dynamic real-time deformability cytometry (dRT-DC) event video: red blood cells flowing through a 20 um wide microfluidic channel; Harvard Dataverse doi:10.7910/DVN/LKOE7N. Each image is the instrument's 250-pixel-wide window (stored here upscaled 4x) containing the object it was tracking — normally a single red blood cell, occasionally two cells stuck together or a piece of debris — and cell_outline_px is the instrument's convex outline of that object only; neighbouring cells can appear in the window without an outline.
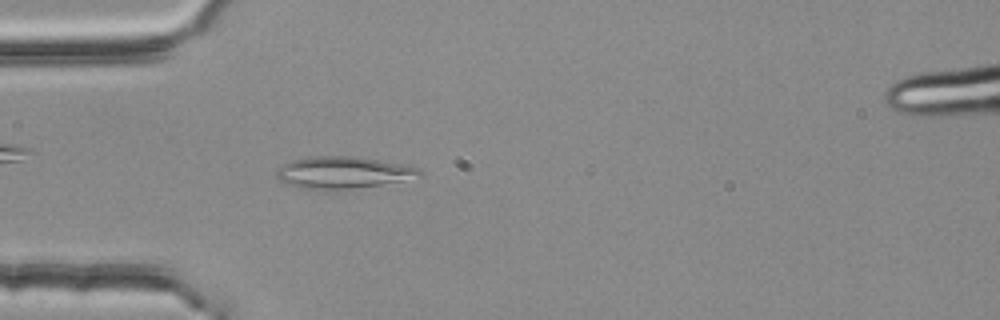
{"species": "common noctule bat (a hibernating species)", "species_latin": "Nyctalus noctula", "temperature_condition": "room temperature", "stored_images_in_passage": 53, "camera_frame_rate_fps": 3000, "um_per_image_px": 0.085, "animal": {"sex": "female", "body_mass_g": 25.1}, "frame": {"image": 1, "passage_image": 15, "time_ms": 4.667, "image_size_px": [1000, 320], "cell_outline_px": [[424, 176], [336, 192], [324, 192], [300, 188], [288, 184], [280, 180], [276, 176], [276, 168], [292, 160], [312, 156], [360, 156], [400, 164], [416, 168]], "centroid_in_image_um": [29.08, 14.69], "position_along_channel_um": 55.9, "area_um2": 27.11}}
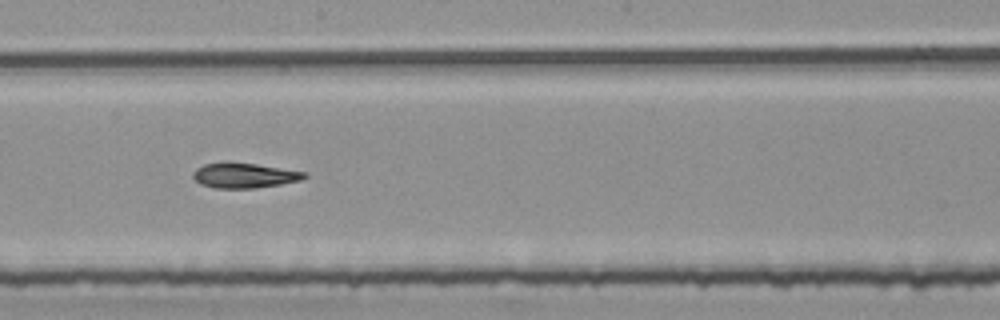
{"frame": {"image": 2, "passage_image": 29, "time_ms": 9.333, "image_size_px": [1000, 320], "cell_outline_px": [[308, 176], [300, 180], [280, 184], [256, 188], [212, 188], [200, 184], [192, 176], [192, 172], [196, 168], [204, 164], [256, 164], [308, 172]], "centroid_in_image_um": [20.79, 14.94], "position_along_channel_um": 227.4, "area_um2": 15.9}}
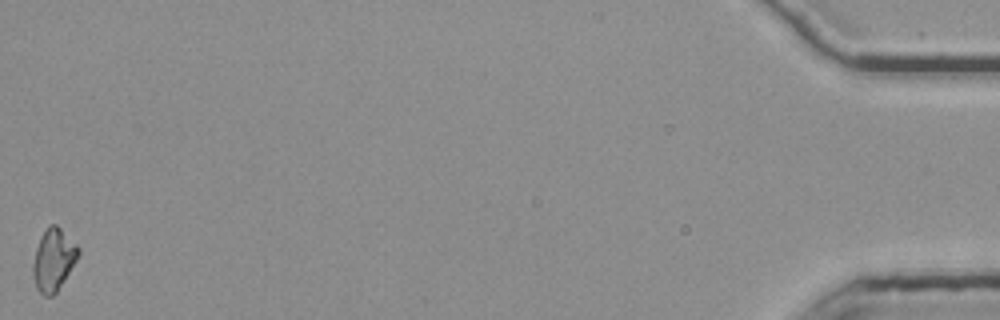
{"frame": {"image": 3, "passage_image": 53, "time_ms": 17.333, "image_size_px": [1000, 320], "cell_outline_px": [[80, 252], [76, 260], [56, 292], [52, 296], [44, 296], [36, 288], [32, 272], [32, 264], [36, 248], [40, 236], [52, 224], [56, 224], [80, 248]], "centroid_in_image_um": [4.52, 22.09], "position_along_channel_um": 430.7, "area_um2": 16.13}, "authors_computed_cell_mechanics": {"area_um2": 16.473, "velocity_mm_per_s": 3.7921, "shape_relaxation_time_tau1_ms": 8.6131, "shape_relaxation_time_tau2_ms": 5.0484, "deformation_change_tau1": 0.213, "deformation_change_tau2": 0.1479}}